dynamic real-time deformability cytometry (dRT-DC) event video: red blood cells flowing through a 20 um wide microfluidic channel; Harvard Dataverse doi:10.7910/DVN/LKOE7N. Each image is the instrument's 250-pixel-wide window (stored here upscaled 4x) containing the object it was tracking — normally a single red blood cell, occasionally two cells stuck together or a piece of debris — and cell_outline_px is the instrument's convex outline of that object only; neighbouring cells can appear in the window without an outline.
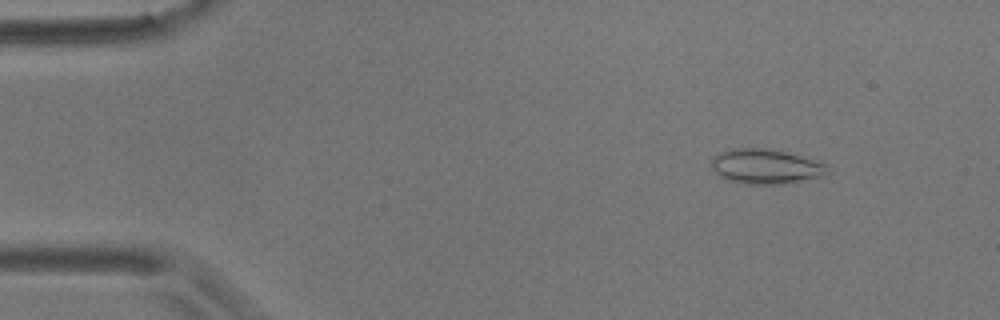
{"species": "common noctule bat (a hibernating species)", "species_latin": "Nyctalus noctula", "temperature_condition": "room temperature", "stored_images_in_passage": 4, "camera_frame_rate_fps": 3000, "um_per_image_px": 0.085, "animal": {"sex": "male", "body_mass_g": 17.9}, "frame": {"image": 1, "passage_image": 2, "time_ms": 1.0, "image_size_px": [1000, 320], "cell_outline_px": [[828, 172], [824, 176], [792, 184], [744, 184], [728, 180], [720, 176], [712, 168], [712, 156], [720, 152], [732, 148], [768, 148], [784, 152], [828, 164]], "centroid_in_image_um": [65.1, 14.17], "position_along_channel_um": 19.9, "area_um2": 23.76}}